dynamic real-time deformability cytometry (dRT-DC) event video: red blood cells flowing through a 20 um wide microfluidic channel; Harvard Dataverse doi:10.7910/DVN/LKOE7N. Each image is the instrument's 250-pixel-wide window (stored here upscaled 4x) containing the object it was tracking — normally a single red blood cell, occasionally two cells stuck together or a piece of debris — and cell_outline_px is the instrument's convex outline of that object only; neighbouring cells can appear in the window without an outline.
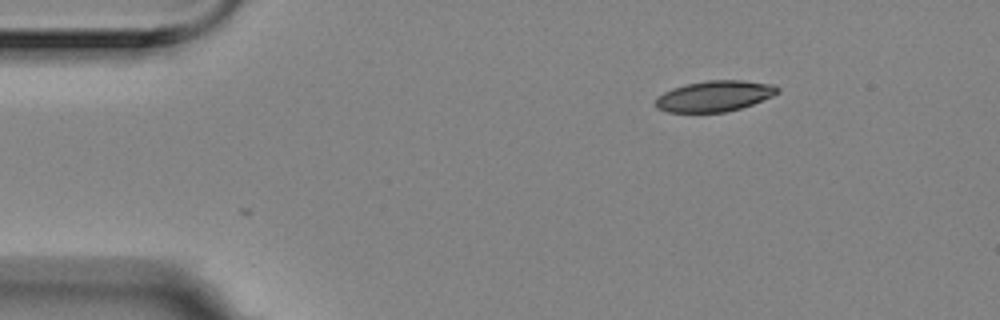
{"species": "Egyptian fruit bat (a non-hibernating species)", "species_latin": "Rousettus aegyptiacus", "temperature_condition": "room temperature", "stored_images_in_passage": 3, "segment_of_instrument_passage": [2, 2], "camera_frame_rate_fps": 3000, "um_per_image_px": 0.085, "animal": {"sex": "female"}, "frame": {"image": 1, "passage_image": 3, "time_ms": 0.667, "image_size_px": [1000, 320], "cell_outline_px": [[780, 88], [772, 96], [752, 104], [740, 108], [724, 112], [668, 112], [656, 108], [652, 104], [656, 96], [672, 88], [688, 84], [708, 80], [740, 80], [772, 84]], "centroid_in_image_um": [60.66, 8.17], "position_along_channel_um": 24.3, "area_um2": 21.85}}